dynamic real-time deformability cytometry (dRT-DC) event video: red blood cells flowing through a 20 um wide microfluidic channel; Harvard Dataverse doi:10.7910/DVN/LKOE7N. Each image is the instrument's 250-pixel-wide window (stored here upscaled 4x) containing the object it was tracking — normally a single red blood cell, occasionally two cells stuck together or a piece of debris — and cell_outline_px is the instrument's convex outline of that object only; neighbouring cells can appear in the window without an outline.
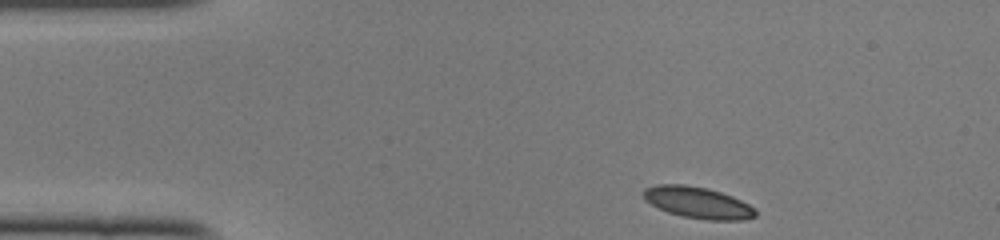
{"species": "common noctule bat (a hibernating species)", "species_latin": "Nyctalus noctula", "temperature_condition": "cold", "stored_images_in_passage": 42, "camera_frame_rate_fps": 3000, "um_per_image_px": 0.085, "animal": {"sex": "female", "body_mass_g": 22.0, "forearm_length_mm": 56.7}, "frame": {"image": 1, "passage_image": 1, "time_ms": 0.0, "image_size_px": [1000, 240], "cell_outline_px": [[756, 216], [744, 220], [708, 220], [680, 216], [668, 212], [644, 200], [640, 192], [644, 188], [656, 184], [684, 184], [708, 188], [732, 196], [756, 208]], "centroid_in_image_um": [59.28, 17.21], "position_along_channel_um": 25.7, "area_um2": 20.75}}
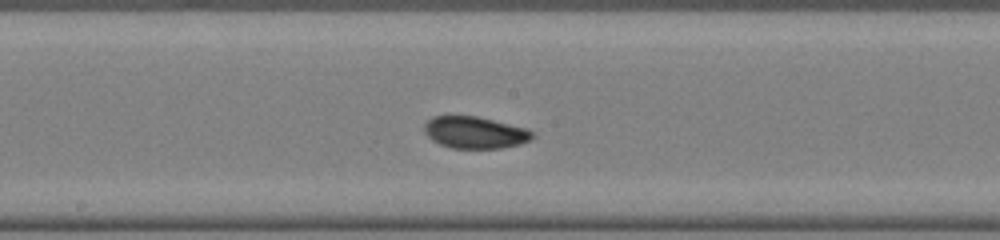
{"frame": {"image": 2, "passage_image": 19, "time_ms": 6.0, "image_size_px": [1000, 240], "cell_outline_px": [[536, 136], [532, 140], [520, 144], [500, 148], [452, 148], [440, 144], [432, 140], [424, 132], [424, 124], [432, 116], [476, 116], [524, 128], [532, 132]], "centroid_in_image_um": [40.35, 11.27], "position_along_channel_um": 207.8, "area_um2": 19.94}}
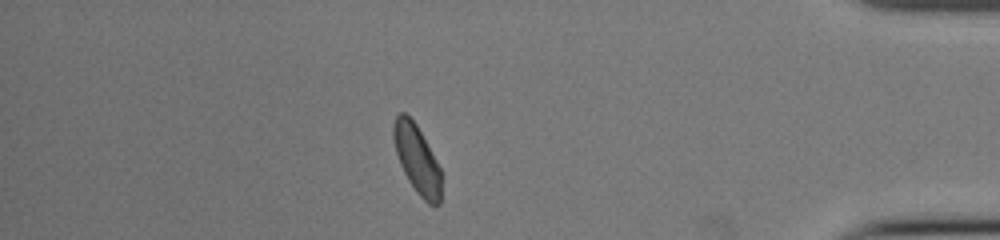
{"frame": {"image": 3, "passage_image": 36, "time_ms": 11.667, "image_size_px": [1000, 240], "cell_outline_px": [[440, 204], [428, 204], [416, 192], [408, 180], [400, 164], [396, 152], [392, 136], [392, 124], [396, 116], [400, 112], [404, 112], [416, 124], [436, 160], [440, 168]], "centroid_in_image_um": [35.41, 13.51], "position_along_channel_um": 399.8, "area_um2": 18.79}, "authors_computed_cell_mechanics": {"area_um2": 19.7676, "velocity_mm_per_s": 4.0749, "shape_relaxation_time_tau1_ms": 3.8997, "shape_relaxation_time_tau2_ms": 1.6242, "deformation_change_tau1": 0.0937, "deformation_change_tau2": 0.0558}}